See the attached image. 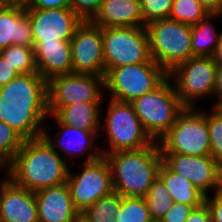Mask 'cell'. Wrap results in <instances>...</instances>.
Listing matches in <instances>:
<instances>
[{
    "label": "cell",
    "instance_id": "cell-29",
    "mask_svg": "<svg viewBox=\"0 0 222 222\" xmlns=\"http://www.w3.org/2000/svg\"><path fill=\"white\" fill-rule=\"evenodd\" d=\"M145 197H124L116 214L118 222H148L151 220Z\"/></svg>",
    "mask_w": 222,
    "mask_h": 222
},
{
    "label": "cell",
    "instance_id": "cell-19",
    "mask_svg": "<svg viewBox=\"0 0 222 222\" xmlns=\"http://www.w3.org/2000/svg\"><path fill=\"white\" fill-rule=\"evenodd\" d=\"M37 72L47 81L57 75L73 73L70 41L33 40Z\"/></svg>",
    "mask_w": 222,
    "mask_h": 222
},
{
    "label": "cell",
    "instance_id": "cell-47",
    "mask_svg": "<svg viewBox=\"0 0 222 222\" xmlns=\"http://www.w3.org/2000/svg\"><path fill=\"white\" fill-rule=\"evenodd\" d=\"M76 222H85L82 218H79Z\"/></svg>",
    "mask_w": 222,
    "mask_h": 222
},
{
    "label": "cell",
    "instance_id": "cell-17",
    "mask_svg": "<svg viewBox=\"0 0 222 222\" xmlns=\"http://www.w3.org/2000/svg\"><path fill=\"white\" fill-rule=\"evenodd\" d=\"M35 196L39 222H76L80 218L66 182L38 190Z\"/></svg>",
    "mask_w": 222,
    "mask_h": 222
},
{
    "label": "cell",
    "instance_id": "cell-27",
    "mask_svg": "<svg viewBox=\"0 0 222 222\" xmlns=\"http://www.w3.org/2000/svg\"><path fill=\"white\" fill-rule=\"evenodd\" d=\"M0 55H2L19 74L37 72L33 47L11 45L2 49Z\"/></svg>",
    "mask_w": 222,
    "mask_h": 222
},
{
    "label": "cell",
    "instance_id": "cell-15",
    "mask_svg": "<svg viewBox=\"0 0 222 222\" xmlns=\"http://www.w3.org/2000/svg\"><path fill=\"white\" fill-rule=\"evenodd\" d=\"M48 117V119H54L53 121L56 122L55 124L59 129H57V134L52 136L51 134L49 135V129L45 125L43 137L59 154L63 152V158L69 165L73 162V158H80L86 153L87 155L83 162H91L102 156L100 146L95 143L99 137V131H87L76 126H66L54 115H49Z\"/></svg>",
    "mask_w": 222,
    "mask_h": 222
},
{
    "label": "cell",
    "instance_id": "cell-2",
    "mask_svg": "<svg viewBox=\"0 0 222 222\" xmlns=\"http://www.w3.org/2000/svg\"><path fill=\"white\" fill-rule=\"evenodd\" d=\"M68 163L42 136L24 140L10 163V179L18 186L36 192L67 181Z\"/></svg>",
    "mask_w": 222,
    "mask_h": 222
},
{
    "label": "cell",
    "instance_id": "cell-44",
    "mask_svg": "<svg viewBox=\"0 0 222 222\" xmlns=\"http://www.w3.org/2000/svg\"><path fill=\"white\" fill-rule=\"evenodd\" d=\"M3 2L6 6H14L22 3V0H0Z\"/></svg>",
    "mask_w": 222,
    "mask_h": 222
},
{
    "label": "cell",
    "instance_id": "cell-8",
    "mask_svg": "<svg viewBox=\"0 0 222 222\" xmlns=\"http://www.w3.org/2000/svg\"><path fill=\"white\" fill-rule=\"evenodd\" d=\"M167 77L168 73L151 58L148 62L111 68L105 74V91L110 99L131 103Z\"/></svg>",
    "mask_w": 222,
    "mask_h": 222
},
{
    "label": "cell",
    "instance_id": "cell-5",
    "mask_svg": "<svg viewBox=\"0 0 222 222\" xmlns=\"http://www.w3.org/2000/svg\"><path fill=\"white\" fill-rule=\"evenodd\" d=\"M134 111L153 141H158L186 108L167 77L157 88L131 102Z\"/></svg>",
    "mask_w": 222,
    "mask_h": 222
},
{
    "label": "cell",
    "instance_id": "cell-39",
    "mask_svg": "<svg viewBox=\"0 0 222 222\" xmlns=\"http://www.w3.org/2000/svg\"><path fill=\"white\" fill-rule=\"evenodd\" d=\"M210 14H222V0H198Z\"/></svg>",
    "mask_w": 222,
    "mask_h": 222
},
{
    "label": "cell",
    "instance_id": "cell-20",
    "mask_svg": "<svg viewBox=\"0 0 222 222\" xmlns=\"http://www.w3.org/2000/svg\"><path fill=\"white\" fill-rule=\"evenodd\" d=\"M11 45L34 48L31 22L23 2L0 12V51Z\"/></svg>",
    "mask_w": 222,
    "mask_h": 222
},
{
    "label": "cell",
    "instance_id": "cell-18",
    "mask_svg": "<svg viewBox=\"0 0 222 222\" xmlns=\"http://www.w3.org/2000/svg\"><path fill=\"white\" fill-rule=\"evenodd\" d=\"M0 222H39L35 192L9 179L0 192Z\"/></svg>",
    "mask_w": 222,
    "mask_h": 222
},
{
    "label": "cell",
    "instance_id": "cell-42",
    "mask_svg": "<svg viewBox=\"0 0 222 222\" xmlns=\"http://www.w3.org/2000/svg\"><path fill=\"white\" fill-rule=\"evenodd\" d=\"M1 171H5L6 176H10V163L0 155V172Z\"/></svg>",
    "mask_w": 222,
    "mask_h": 222
},
{
    "label": "cell",
    "instance_id": "cell-30",
    "mask_svg": "<svg viewBox=\"0 0 222 222\" xmlns=\"http://www.w3.org/2000/svg\"><path fill=\"white\" fill-rule=\"evenodd\" d=\"M206 112L209 128L210 156L222 167V115L211 107Z\"/></svg>",
    "mask_w": 222,
    "mask_h": 222
},
{
    "label": "cell",
    "instance_id": "cell-33",
    "mask_svg": "<svg viewBox=\"0 0 222 222\" xmlns=\"http://www.w3.org/2000/svg\"><path fill=\"white\" fill-rule=\"evenodd\" d=\"M70 8L83 20H91L99 10L102 0H69Z\"/></svg>",
    "mask_w": 222,
    "mask_h": 222
},
{
    "label": "cell",
    "instance_id": "cell-23",
    "mask_svg": "<svg viewBox=\"0 0 222 222\" xmlns=\"http://www.w3.org/2000/svg\"><path fill=\"white\" fill-rule=\"evenodd\" d=\"M158 178L165 184L174 202L195 208L205 203L206 196L187 178L173 172L164 162L159 167Z\"/></svg>",
    "mask_w": 222,
    "mask_h": 222
},
{
    "label": "cell",
    "instance_id": "cell-14",
    "mask_svg": "<svg viewBox=\"0 0 222 222\" xmlns=\"http://www.w3.org/2000/svg\"><path fill=\"white\" fill-rule=\"evenodd\" d=\"M161 154L163 162L173 172L187 178L205 196L221 188L222 167L210 155Z\"/></svg>",
    "mask_w": 222,
    "mask_h": 222
},
{
    "label": "cell",
    "instance_id": "cell-38",
    "mask_svg": "<svg viewBox=\"0 0 222 222\" xmlns=\"http://www.w3.org/2000/svg\"><path fill=\"white\" fill-rule=\"evenodd\" d=\"M185 222H212L210 210L206 203L194 208Z\"/></svg>",
    "mask_w": 222,
    "mask_h": 222
},
{
    "label": "cell",
    "instance_id": "cell-41",
    "mask_svg": "<svg viewBox=\"0 0 222 222\" xmlns=\"http://www.w3.org/2000/svg\"><path fill=\"white\" fill-rule=\"evenodd\" d=\"M212 58L217 65H222V30H221L219 42L216 46V50Z\"/></svg>",
    "mask_w": 222,
    "mask_h": 222
},
{
    "label": "cell",
    "instance_id": "cell-25",
    "mask_svg": "<svg viewBox=\"0 0 222 222\" xmlns=\"http://www.w3.org/2000/svg\"><path fill=\"white\" fill-rule=\"evenodd\" d=\"M121 201L122 196L113 190L81 212L80 218L85 222H118L116 214L119 212Z\"/></svg>",
    "mask_w": 222,
    "mask_h": 222
},
{
    "label": "cell",
    "instance_id": "cell-34",
    "mask_svg": "<svg viewBox=\"0 0 222 222\" xmlns=\"http://www.w3.org/2000/svg\"><path fill=\"white\" fill-rule=\"evenodd\" d=\"M195 207L174 202L160 222H185Z\"/></svg>",
    "mask_w": 222,
    "mask_h": 222
},
{
    "label": "cell",
    "instance_id": "cell-48",
    "mask_svg": "<svg viewBox=\"0 0 222 222\" xmlns=\"http://www.w3.org/2000/svg\"><path fill=\"white\" fill-rule=\"evenodd\" d=\"M148 222H159V221H156V220H154V219H151V220H149Z\"/></svg>",
    "mask_w": 222,
    "mask_h": 222
},
{
    "label": "cell",
    "instance_id": "cell-26",
    "mask_svg": "<svg viewBox=\"0 0 222 222\" xmlns=\"http://www.w3.org/2000/svg\"><path fill=\"white\" fill-rule=\"evenodd\" d=\"M145 200L151 218L159 222L174 204L167 187L158 177L148 190Z\"/></svg>",
    "mask_w": 222,
    "mask_h": 222
},
{
    "label": "cell",
    "instance_id": "cell-32",
    "mask_svg": "<svg viewBox=\"0 0 222 222\" xmlns=\"http://www.w3.org/2000/svg\"><path fill=\"white\" fill-rule=\"evenodd\" d=\"M173 0H140L144 27L155 20L169 18Z\"/></svg>",
    "mask_w": 222,
    "mask_h": 222
},
{
    "label": "cell",
    "instance_id": "cell-1",
    "mask_svg": "<svg viewBox=\"0 0 222 222\" xmlns=\"http://www.w3.org/2000/svg\"><path fill=\"white\" fill-rule=\"evenodd\" d=\"M48 116L47 80L38 72L19 74L0 87V121L24 140L42 137Z\"/></svg>",
    "mask_w": 222,
    "mask_h": 222
},
{
    "label": "cell",
    "instance_id": "cell-46",
    "mask_svg": "<svg viewBox=\"0 0 222 222\" xmlns=\"http://www.w3.org/2000/svg\"><path fill=\"white\" fill-rule=\"evenodd\" d=\"M6 7L7 6L3 2L0 1V12Z\"/></svg>",
    "mask_w": 222,
    "mask_h": 222
},
{
    "label": "cell",
    "instance_id": "cell-31",
    "mask_svg": "<svg viewBox=\"0 0 222 222\" xmlns=\"http://www.w3.org/2000/svg\"><path fill=\"white\" fill-rule=\"evenodd\" d=\"M24 139L7 123L0 121V155L9 163L13 161Z\"/></svg>",
    "mask_w": 222,
    "mask_h": 222
},
{
    "label": "cell",
    "instance_id": "cell-40",
    "mask_svg": "<svg viewBox=\"0 0 222 222\" xmlns=\"http://www.w3.org/2000/svg\"><path fill=\"white\" fill-rule=\"evenodd\" d=\"M221 98H222V65H217L213 101L216 102Z\"/></svg>",
    "mask_w": 222,
    "mask_h": 222
},
{
    "label": "cell",
    "instance_id": "cell-13",
    "mask_svg": "<svg viewBox=\"0 0 222 222\" xmlns=\"http://www.w3.org/2000/svg\"><path fill=\"white\" fill-rule=\"evenodd\" d=\"M73 73L105 76L103 28L83 21L71 41Z\"/></svg>",
    "mask_w": 222,
    "mask_h": 222
},
{
    "label": "cell",
    "instance_id": "cell-7",
    "mask_svg": "<svg viewBox=\"0 0 222 222\" xmlns=\"http://www.w3.org/2000/svg\"><path fill=\"white\" fill-rule=\"evenodd\" d=\"M161 153L210 155L206 110L186 107L170 129L157 141Z\"/></svg>",
    "mask_w": 222,
    "mask_h": 222
},
{
    "label": "cell",
    "instance_id": "cell-45",
    "mask_svg": "<svg viewBox=\"0 0 222 222\" xmlns=\"http://www.w3.org/2000/svg\"><path fill=\"white\" fill-rule=\"evenodd\" d=\"M4 178L5 179H3V180L0 179V192H1L3 185L10 179V176H6Z\"/></svg>",
    "mask_w": 222,
    "mask_h": 222
},
{
    "label": "cell",
    "instance_id": "cell-37",
    "mask_svg": "<svg viewBox=\"0 0 222 222\" xmlns=\"http://www.w3.org/2000/svg\"><path fill=\"white\" fill-rule=\"evenodd\" d=\"M19 73L12 67L7 60L0 55V87L8 84Z\"/></svg>",
    "mask_w": 222,
    "mask_h": 222
},
{
    "label": "cell",
    "instance_id": "cell-28",
    "mask_svg": "<svg viewBox=\"0 0 222 222\" xmlns=\"http://www.w3.org/2000/svg\"><path fill=\"white\" fill-rule=\"evenodd\" d=\"M210 13L198 0H173L169 18L187 25H195Z\"/></svg>",
    "mask_w": 222,
    "mask_h": 222
},
{
    "label": "cell",
    "instance_id": "cell-36",
    "mask_svg": "<svg viewBox=\"0 0 222 222\" xmlns=\"http://www.w3.org/2000/svg\"><path fill=\"white\" fill-rule=\"evenodd\" d=\"M25 8L60 9L70 8L69 0H23Z\"/></svg>",
    "mask_w": 222,
    "mask_h": 222
},
{
    "label": "cell",
    "instance_id": "cell-3",
    "mask_svg": "<svg viewBox=\"0 0 222 222\" xmlns=\"http://www.w3.org/2000/svg\"><path fill=\"white\" fill-rule=\"evenodd\" d=\"M105 158L110 165L113 190L124 197H145L163 162L156 141L141 149L108 153Z\"/></svg>",
    "mask_w": 222,
    "mask_h": 222
},
{
    "label": "cell",
    "instance_id": "cell-10",
    "mask_svg": "<svg viewBox=\"0 0 222 222\" xmlns=\"http://www.w3.org/2000/svg\"><path fill=\"white\" fill-rule=\"evenodd\" d=\"M105 76L71 73L47 81L48 111L55 115L62 107L83 102H103Z\"/></svg>",
    "mask_w": 222,
    "mask_h": 222
},
{
    "label": "cell",
    "instance_id": "cell-21",
    "mask_svg": "<svg viewBox=\"0 0 222 222\" xmlns=\"http://www.w3.org/2000/svg\"><path fill=\"white\" fill-rule=\"evenodd\" d=\"M90 21L101 28L144 26L140 0H102Z\"/></svg>",
    "mask_w": 222,
    "mask_h": 222
},
{
    "label": "cell",
    "instance_id": "cell-24",
    "mask_svg": "<svg viewBox=\"0 0 222 222\" xmlns=\"http://www.w3.org/2000/svg\"><path fill=\"white\" fill-rule=\"evenodd\" d=\"M222 14H209L206 18L191 26L192 57H212L219 42L221 32H217L215 21Z\"/></svg>",
    "mask_w": 222,
    "mask_h": 222
},
{
    "label": "cell",
    "instance_id": "cell-22",
    "mask_svg": "<svg viewBox=\"0 0 222 222\" xmlns=\"http://www.w3.org/2000/svg\"><path fill=\"white\" fill-rule=\"evenodd\" d=\"M102 102L75 103L62 107L54 116L66 126L82 130L100 131Z\"/></svg>",
    "mask_w": 222,
    "mask_h": 222
},
{
    "label": "cell",
    "instance_id": "cell-16",
    "mask_svg": "<svg viewBox=\"0 0 222 222\" xmlns=\"http://www.w3.org/2000/svg\"><path fill=\"white\" fill-rule=\"evenodd\" d=\"M33 33V40L71 41L83 20L71 9L26 8Z\"/></svg>",
    "mask_w": 222,
    "mask_h": 222
},
{
    "label": "cell",
    "instance_id": "cell-12",
    "mask_svg": "<svg viewBox=\"0 0 222 222\" xmlns=\"http://www.w3.org/2000/svg\"><path fill=\"white\" fill-rule=\"evenodd\" d=\"M82 170L69 168L67 185L75 208L81 213L101 197L113 191L110 165L105 156L83 162Z\"/></svg>",
    "mask_w": 222,
    "mask_h": 222
},
{
    "label": "cell",
    "instance_id": "cell-6",
    "mask_svg": "<svg viewBox=\"0 0 222 222\" xmlns=\"http://www.w3.org/2000/svg\"><path fill=\"white\" fill-rule=\"evenodd\" d=\"M150 57L167 73L192 57L191 26L164 18L148 23Z\"/></svg>",
    "mask_w": 222,
    "mask_h": 222
},
{
    "label": "cell",
    "instance_id": "cell-11",
    "mask_svg": "<svg viewBox=\"0 0 222 222\" xmlns=\"http://www.w3.org/2000/svg\"><path fill=\"white\" fill-rule=\"evenodd\" d=\"M105 74L119 66L148 62L149 39L146 27L103 28Z\"/></svg>",
    "mask_w": 222,
    "mask_h": 222
},
{
    "label": "cell",
    "instance_id": "cell-43",
    "mask_svg": "<svg viewBox=\"0 0 222 222\" xmlns=\"http://www.w3.org/2000/svg\"><path fill=\"white\" fill-rule=\"evenodd\" d=\"M213 103L212 107L222 115V98Z\"/></svg>",
    "mask_w": 222,
    "mask_h": 222
},
{
    "label": "cell",
    "instance_id": "cell-4",
    "mask_svg": "<svg viewBox=\"0 0 222 222\" xmlns=\"http://www.w3.org/2000/svg\"><path fill=\"white\" fill-rule=\"evenodd\" d=\"M104 124H100L99 137L105 132L108 148L100 146L102 155L121 150H137L149 146L153 140L145 132L140 119L129 102L109 98Z\"/></svg>",
    "mask_w": 222,
    "mask_h": 222
},
{
    "label": "cell",
    "instance_id": "cell-9",
    "mask_svg": "<svg viewBox=\"0 0 222 222\" xmlns=\"http://www.w3.org/2000/svg\"><path fill=\"white\" fill-rule=\"evenodd\" d=\"M217 64L212 57H191L175 66L168 77L185 107L198 106L201 99H214Z\"/></svg>",
    "mask_w": 222,
    "mask_h": 222
},
{
    "label": "cell",
    "instance_id": "cell-35",
    "mask_svg": "<svg viewBox=\"0 0 222 222\" xmlns=\"http://www.w3.org/2000/svg\"><path fill=\"white\" fill-rule=\"evenodd\" d=\"M210 195L212 196L205 197V203L210 210L212 222H222V189Z\"/></svg>",
    "mask_w": 222,
    "mask_h": 222
}]
</instances>
